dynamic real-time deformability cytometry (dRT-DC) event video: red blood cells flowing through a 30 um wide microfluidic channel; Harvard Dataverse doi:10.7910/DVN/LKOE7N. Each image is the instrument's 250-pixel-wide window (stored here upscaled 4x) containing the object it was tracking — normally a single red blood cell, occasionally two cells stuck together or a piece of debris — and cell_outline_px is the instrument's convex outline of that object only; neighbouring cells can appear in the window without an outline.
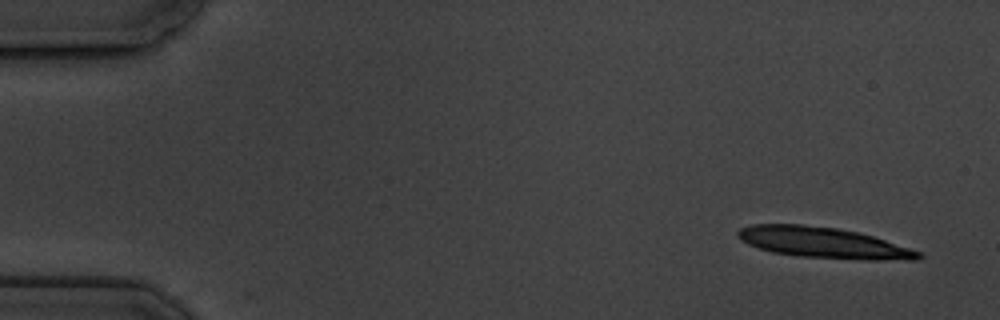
{"species": "common noctule bat (a hibernating species)", "species_latin": "Nyctalus noctula", "temperature_condition": "cold", "stored_images_in_passage": 5, "camera_frame_rate_fps": 3000, "um_per_image_px": 0.085, "animal": {"sex": "male", "body_mass_g": 19.5, "forearm_length_mm": 54.6}, "frame": {"image": 1, "passage_image": 1, "time_ms": 0.0, "image_size_px": [1000, 320], "cell_outline_px": [[924, 256], [916, 260], [860, 260], [800, 256], [772, 252], [748, 244], [740, 240], [736, 236], [736, 232], [740, 228], [752, 224], [804, 224], [836, 228], [856, 232], [872, 236], [920, 252]], "centroid_in_image_um": [69.94, 20.63], "position_along_channel_um": 15.1, "area_um2": 32.31}}
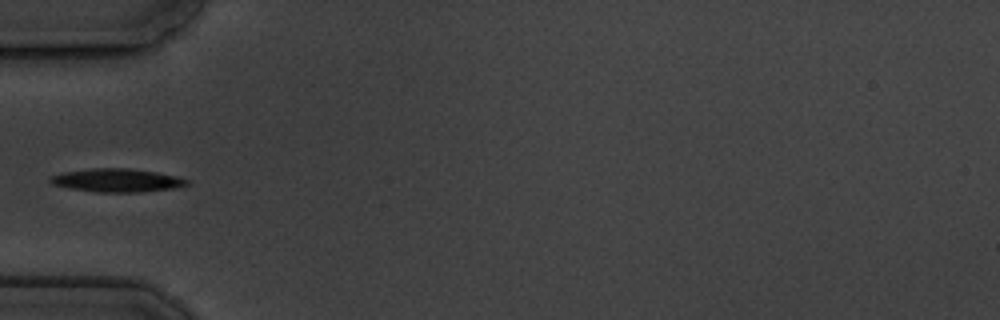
{"frame": {"image": 2, "passage_image": 5, "time_ms": 5.333, "image_size_px": [1000, 320], "cell_outline_px": [[188, 184], [172, 188], [140, 192], [100, 192], [68, 188], [52, 184], [48, 180], [52, 176], [64, 172], [92, 168], [128, 168], [156, 172], [176, 176], [188, 180]], "centroid_in_image_um": [9.91, 15.32], "position_along_channel_um": 75.1, "area_um2": 18.32}}